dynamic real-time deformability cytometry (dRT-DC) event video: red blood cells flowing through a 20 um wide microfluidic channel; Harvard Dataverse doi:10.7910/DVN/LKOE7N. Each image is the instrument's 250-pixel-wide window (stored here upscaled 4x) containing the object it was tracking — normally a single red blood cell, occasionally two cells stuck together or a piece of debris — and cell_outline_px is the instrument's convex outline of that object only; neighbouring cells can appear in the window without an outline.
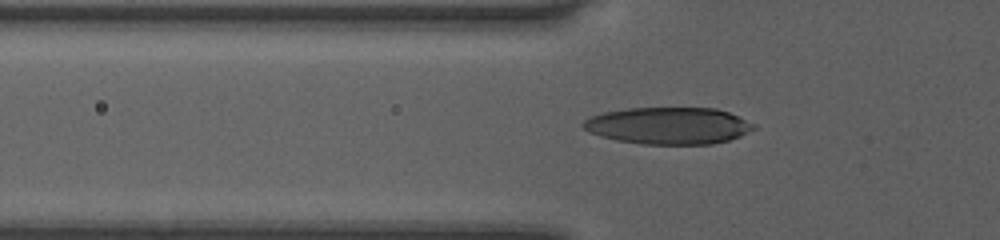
{"species": "human", "species_latin": "Homo sapiens", "temperature_condition": "room temperature", "stored_images_in_passage": 48, "camera_frame_rate_fps": 3000, "um_per_image_px": 0.085, "donor": {"sex": "female"}, "frame": {"image": 1, "passage_image": 18, "time_ms": 5.667, "image_size_px": [1000, 240], "cell_outline_px": [[756, 128], [740, 136], [728, 140], [712, 144], [644, 144], [616, 140], [600, 136], [588, 132], [580, 124], [584, 120], [592, 116], [604, 112], [628, 108], [716, 108], [728, 112], [756, 124]], "centroid_in_image_um": [56.81, 10.68], "position_along_channel_um": 69.0, "area_um2": 36.7}}
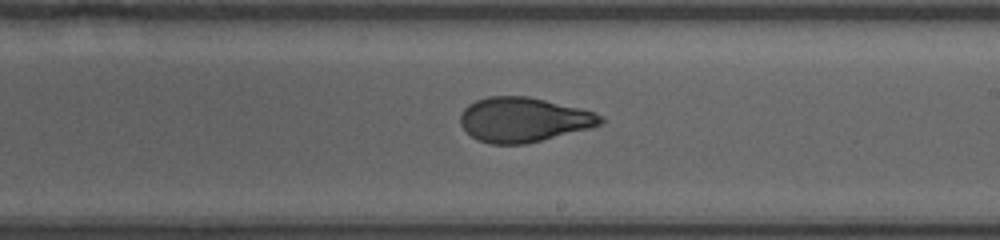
{"frame": {"image": 2, "passage_image": 31, "time_ms": 10.0, "image_size_px": [1000, 240], "cell_outline_px": [[604, 120], [600, 124], [592, 128], [524, 144], [492, 144], [480, 140], [472, 136], [460, 124], [460, 116], [464, 108], [468, 104], [476, 100], [488, 96], [528, 96], [592, 112], [604, 116]], "centroid_in_image_um": [44.48, 10.17], "position_along_channel_um": 244.5, "area_um2": 36.07}}
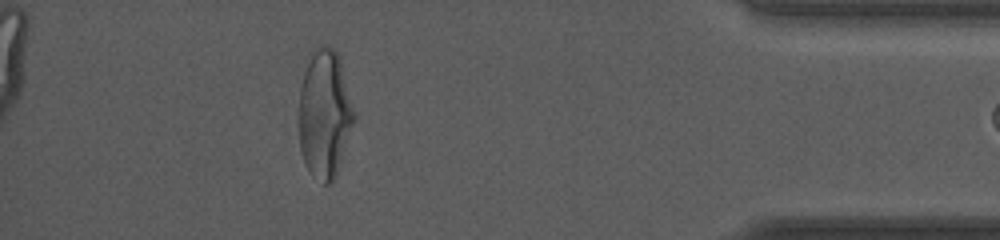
{"frame": {"image": 3, "passage_image": 46, "time_ms": 15.0, "image_size_px": [1000, 240], "cell_outline_px": [[356, 120], [332, 184], [324, 184], [312, 176], [308, 172], [304, 164], [300, 148], [300, 88], [304, 72], [312, 48], [320, 44], [328, 44], [336, 52], [340, 60], [356, 116]], "centroid_in_image_um": [27.6, 9.69], "position_along_channel_um": 407.6, "area_um2": 41.44}, "authors_computed_cell_mechanics": {"area_um2": 36.3273, "velocity_mm_per_s": 4.0815, "shape_relaxation_time_tau1_ms": 5.9822, "shape_relaxation_time_tau2_ms": 1.4109, "deformation_change_tau1": 0.2195, "deformation_change_tau2": 0.0811}}